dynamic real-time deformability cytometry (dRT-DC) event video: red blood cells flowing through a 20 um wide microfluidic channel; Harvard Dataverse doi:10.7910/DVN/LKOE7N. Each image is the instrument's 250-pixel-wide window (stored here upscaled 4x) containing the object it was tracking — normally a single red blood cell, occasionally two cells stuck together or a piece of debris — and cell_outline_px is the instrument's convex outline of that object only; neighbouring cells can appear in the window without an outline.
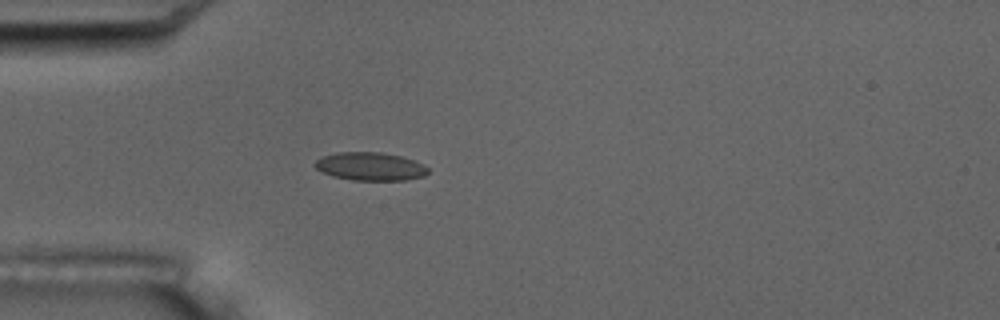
{"species": "common noctule bat (a hibernating species)", "species_latin": "Nyctalus noctula", "temperature_condition": "room temperature", "stored_images_in_passage": 4, "camera_frame_rate_fps": 3000, "um_per_image_px": 0.085, "animal": {"sex": "male", "body_mass_g": 17.5, "forearm_length_mm": 52.3}, "frame": {"image": 1, "passage_image": 4, "time_ms": 3.333, "image_size_px": [1000, 320], "cell_outline_px": [[428, 172], [424, 176], [404, 180], [352, 180], [332, 176], [316, 168], [312, 164], [316, 160], [324, 156], [336, 152], [380, 152], [400, 156], [424, 164], [428, 168]], "centroid_in_image_um": [31.46, 14.14], "position_along_channel_um": 53.5, "area_um2": 18.5}}